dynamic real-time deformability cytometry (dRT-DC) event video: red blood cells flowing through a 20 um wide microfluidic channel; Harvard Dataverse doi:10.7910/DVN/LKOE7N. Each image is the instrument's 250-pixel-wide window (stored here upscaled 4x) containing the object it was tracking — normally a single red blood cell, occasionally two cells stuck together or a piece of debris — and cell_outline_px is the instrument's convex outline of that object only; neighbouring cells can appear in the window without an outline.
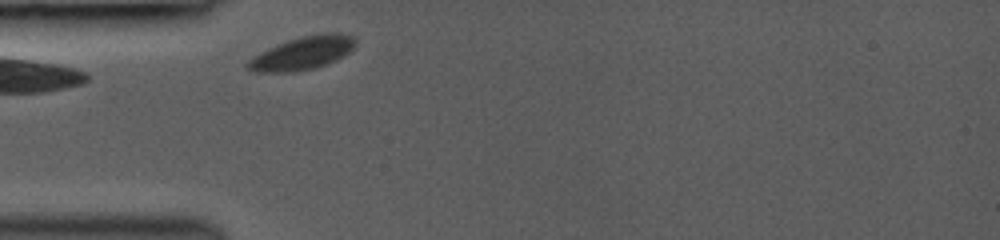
{"species": "common noctule bat (a hibernating species)", "species_latin": "Nyctalus noctula", "temperature_condition": "room temperature", "stored_images_in_passage": 33, "camera_frame_rate_fps": 3000, "um_per_image_px": 0.085, "animal": {"sex": "female", "body_mass_g": 19.0, "forearm_length_mm": 53.3}, "frame": {"image": 1, "passage_image": 1, "time_ms": 0.0, "image_size_px": [1000, 240], "cell_outline_px": [[356, 44], [344, 56], [336, 60], [316, 68], [292, 72], [256, 72], [248, 68], [244, 64], [248, 60], [260, 52], [276, 44], [300, 36], [332, 32], [340, 32], [352, 36], [356, 40]], "centroid_in_image_um": [25.71, 4.51], "position_along_channel_um": 59.3, "area_um2": 20.87}}
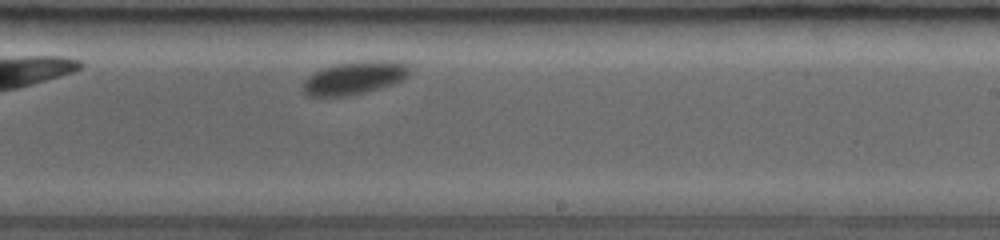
{"frame": {"image": 2, "passage_image": 18, "time_ms": 5.333, "image_size_px": [1000, 240], "cell_outline_px": [[408, 76], [404, 80], [392, 84], [364, 92], [344, 96], [308, 96], [304, 92], [304, 80], [308, 76], [324, 68], [336, 64], [368, 60], [392, 60], [408, 64]], "centroid_in_image_um": [30.16, 6.61], "position_along_channel_um": 258.8, "area_um2": 20.23}}
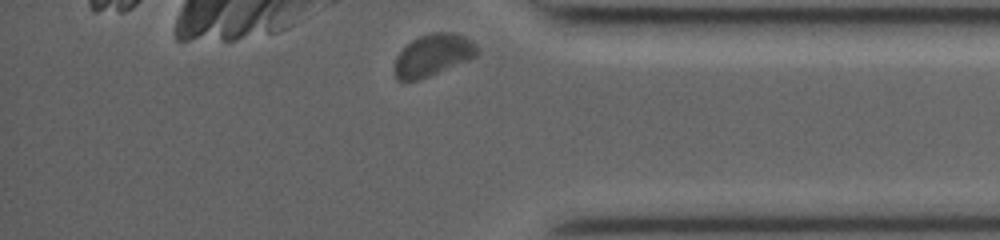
{"frame": {"image": 3, "passage_image": 32, "time_ms": 9.0, "image_size_px": [1000, 240], "cell_outline_px": [[480, 48], [476, 56], [468, 60], [428, 76], [416, 80], [396, 80], [396, 56], [412, 40], [420, 36], [432, 32], [452, 32], [464, 36], [472, 40]], "centroid_in_image_um": [36.85, 4.65], "position_along_channel_um": 398.4, "area_um2": 19.83}, "authors_computed_cell_mechanics": {"area_um2": 20.4612, "velocity_mm_per_s": 3.8406, "shape_relaxation_time_tau1_ms": 1.631, "shape_relaxation_time_tau2_ms": null, "deformation_change_tau1": 0.0244, "deformation_change_tau2": null}}